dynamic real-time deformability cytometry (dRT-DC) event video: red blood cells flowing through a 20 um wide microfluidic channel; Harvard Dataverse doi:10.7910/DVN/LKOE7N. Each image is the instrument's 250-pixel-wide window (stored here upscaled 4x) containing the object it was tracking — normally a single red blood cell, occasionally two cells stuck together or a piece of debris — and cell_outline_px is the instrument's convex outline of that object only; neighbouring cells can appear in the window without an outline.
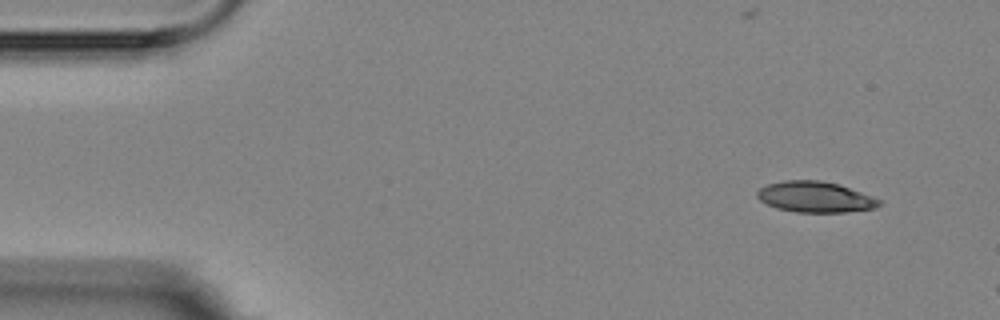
{"species": "Egyptian fruit bat (a non-hibernating species)", "species_latin": "Rousettus aegyptiacus", "temperature_condition": "room temperature", "stored_images_in_passage": 3, "camera_frame_rate_fps": 3000, "um_per_image_px": 0.085, "animal": {"sex": "female"}, "frame": {"image": 1, "passage_image": 1, "time_ms": 0.0, "image_size_px": [1000, 320], "cell_outline_px": [[884, 204], [876, 208], [844, 212], [796, 212], [776, 208], [760, 200], [756, 196], [756, 192], [760, 188], [768, 184], [784, 180], [820, 180], [840, 184], [884, 200]], "centroid_in_image_um": [69.35, 16.74], "position_along_channel_um": 15.6, "area_um2": 22.2}}